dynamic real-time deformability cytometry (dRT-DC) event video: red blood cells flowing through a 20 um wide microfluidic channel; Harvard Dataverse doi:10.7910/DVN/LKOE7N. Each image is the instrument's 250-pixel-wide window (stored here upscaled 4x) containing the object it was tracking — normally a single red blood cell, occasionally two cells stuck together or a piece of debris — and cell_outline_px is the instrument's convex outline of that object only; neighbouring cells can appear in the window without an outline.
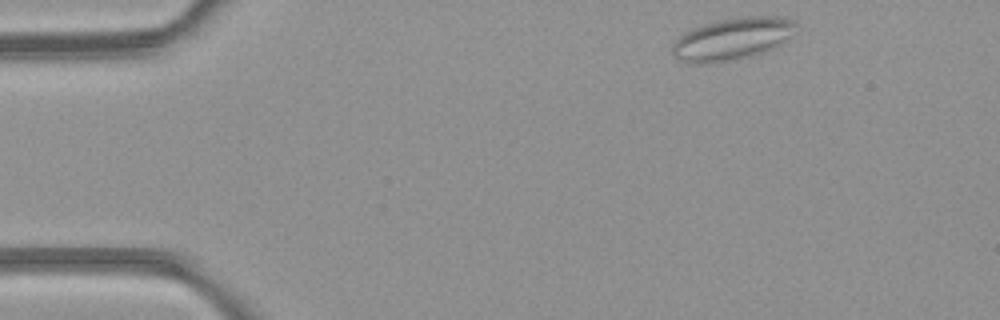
{"species": "common noctule bat (a hibernating species)", "species_latin": "Nyctalus noctula", "temperature_condition": "room temperature", "stored_images_in_passage": 3, "camera_frame_rate_fps": 3000, "um_per_image_px": 0.085, "animal": {"sex": "female", "body_mass_g": 21.9}, "frame": {"image": 1, "passage_image": 1, "time_ms": 0.0, "image_size_px": [1000, 320], "cell_outline_px": [[800, 28], [776, 48], [752, 56], [732, 60], [708, 64], [688, 64], [680, 60], [672, 52], [672, 44], [684, 32], [692, 28], [720, 20], [744, 16], [784, 16], [796, 20], [800, 24]], "centroid_in_image_um": [62.33, 3.3], "position_along_channel_um": 22.7, "area_um2": 30.98}}